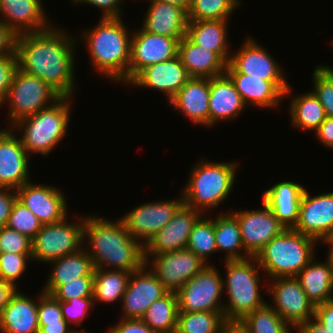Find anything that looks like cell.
Here are the masks:
<instances>
[{"mask_svg":"<svg viewBox=\"0 0 333 333\" xmlns=\"http://www.w3.org/2000/svg\"><path fill=\"white\" fill-rule=\"evenodd\" d=\"M77 41L55 24L44 31L17 35L19 69L39 77L62 97H74Z\"/></svg>","mask_w":333,"mask_h":333,"instance_id":"6da1fadb","label":"cell"},{"mask_svg":"<svg viewBox=\"0 0 333 333\" xmlns=\"http://www.w3.org/2000/svg\"><path fill=\"white\" fill-rule=\"evenodd\" d=\"M95 268L134 272L145 265L144 246L135 240L121 219L97 215L84 218V243ZM110 267V268H109Z\"/></svg>","mask_w":333,"mask_h":333,"instance_id":"7a4b0ae2","label":"cell"},{"mask_svg":"<svg viewBox=\"0 0 333 333\" xmlns=\"http://www.w3.org/2000/svg\"><path fill=\"white\" fill-rule=\"evenodd\" d=\"M123 18H100L95 27L82 34V38L95 73L128 85L132 32Z\"/></svg>","mask_w":333,"mask_h":333,"instance_id":"3957f363","label":"cell"},{"mask_svg":"<svg viewBox=\"0 0 333 333\" xmlns=\"http://www.w3.org/2000/svg\"><path fill=\"white\" fill-rule=\"evenodd\" d=\"M195 164L181 193L185 205L206 214L229 198L241 163L200 159Z\"/></svg>","mask_w":333,"mask_h":333,"instance_id":"277c9868","label":"cell"},{"mask_svg":"<svg viewBox=\"0 0 333 333\" xmlns=\"http://www.w3.org/2000/svg\"><path fill=\"white\" fill-rule=\"evenodd\" d=\"M71 98L61 97L53 105L11 126L17 135H21L19 138L29 156L37 153L46 157L63 141L71 121Z\"/></svg>","mask_w":333,"mask_h":333,"instance_id":"5b68a950","label":"cell"},{"mask_svg":"<svg viewBox=\"0 0 333 333\" xmlns=\"http://www.w3.org/2000/svg\"><path fill=\"white\" fill-rule=\"evenodd\" d=\"M319 242L309 236L285 229L271 239L255 256L266 279L295 277L314 257Z\"/></svg>","mask_w":333,"mask_h":333,"instance_id":"8992f818","label":"cell"},{"mask_svg":"<svg viewBox=\"0 0 333 333\" xmlns=\"http://www.w3.org/2000/svg\"><path fill=\"white\" fill-rule=\"evenodd\" d=\"M223 262L225 263L223 288L228 300L224 302V318L241 320L267 303L260 292L261 268L255 257Z\"/></svg>","mask_w":333,"mask_h":333,"instance_id":"52a82bcc","label":"cell"},{"mask_svg":"<svg viewBox=\"0 0 333 333\" xmlns=\"http://www.w3.org/2000/svg\"><path fill=\"white\" fill-rule=\"evenodd\" d=\"M62 96L39 77L18 69L3 104H8V124L11 127L22 118L53 105Z\"/></svg>","mask_w":333,"mask_h":333,"instance_id":"ba28073f","label":"cell"},{"mask_svg":"<svg viewBox=\"0 0 333 333\" xmlns=\"http://www.w3.org/2000/svg\"><path fill=\"white\" fill-rule=\"evenodd\" d=\"M79 216V217H78ZM75 216L73 222L62 221L43 224L32 239V261L49 263L84 248V218Z\"/></svg>","mask_w":333,"mask_h":333,"instance_id":"9c48e42d","label":"cell"},{"mask_svg":"<svg viewBox=\"0 0 333 333\" xmlns=\"http://www.w3.org/2000/svg\"><path fill=\"white\" fill-rule=\"evenodd\" d=\"M254 37H245L240 50L232 52L225 73L249 74L250 77L272 81L283 93L284 99L291 89L284 69L274 60L266 47L260 45Z\"/></svg>","mask_w":333,"mask_h":333,"instance_id":"30bf717a","label":"cell"},{"mask_svg":"<svg viewBox=\"0 0 333 333\" xmlns=\"http://www.w3.org/2000/svg\"><path fill=\"white\" fill-rule=\"evenodd\" d=\"M217 267H205L176 293L179 312L223 311V277ZM222 300V301H221Z\"/></svg>","mask_w":333,"mask_h":333,"instance_id":"8fae6325","label":"cell"},{"mask_svg":"<svg viewBox=\"0 0 333 333\" xmlns=\"http://www.w3.org/2000/svg\"><path fill=\"white\" fill-rule=\"evenodd\" d=\"M268 284L266 294L273 297L271 301L274 303L270 306L294 329L314 317L315 305L308 299L296 277H276L267 280L266 286Z\"/></svg>","mask_w":333,"mask_h":333,"instance_id":"7c38bea8","label":"cell"},{"mask_svg":"<svg viewBox=\"0 0 333 333\" xmlns=\"http://www.w3.org/2000/svg\"><path fill=\"white\" fill-rule=\"evenodd\" d=\"M175 199L145 202L120 217L130 235L145 246L173 218L184 203L182 193Z\"/></svg>","mask_w":333,"mask_h":333,"instance_id":"4fadbf2b","label":"cell"},{"mask_svg":"<svg viewBox=\"0 0 333 333\" xmlns=\"http://www.w3.org/2000/svg\"><path fill=\"white\" fill-rule=\"evenodd\" d=\"M145 265L168 292L177 293L188 280L205 267L206 263L186 248L145 256Z\"/></svg>","mask_w":333,"mask_h":333,"instance_id":"5bb4252c","label":"cell"},{"mask_svg":"<svg viewBox=\"0 0 333 333\" xmlns=\"http://www.w3.org/2000/svg\"><path fill=\"white\" fill-rule=\"evenodd\" d=\"M261 209L229 210L238 220L244 250L255 257L274 237L287 229L262 201Z\"/></svg>","mask_w":333,"mask_h":333,"instance_id":"9a60e30c","label":"cell"},{"mask_svg":"<svg viewBox=\"0 0 333 333\" xmlns=\"http://www.w3.org/2000/svg\"><path fill=\"white\" fill-rule=\"evenodd\" d=\"M179 41L144 31L133 30L131 37L129 82L145 67L175 58Z\"/></svg>","mask_w":333,"mask_h":333,"instance_id":"2e32d148","label":"cell"},{"mask_svg":"<svg viewBox=\"0 0 333 333\" xmlns=\"http://www.w3.org/2000/svg\"><path fill=\"white\" fill-rule=\"evenodd\" d=\"M292 229L318 242L329 238L333 233V191L313 196L305 189L298 220Z\"/></svg>","mask_w":333,"mask_h":333,"instance_id":"e0dca14e","label":"cell"},{"mask_svg":"<svg viewBox=\"0 0 333 333\" xmlns=\"http://www.w3.org/2000/svg\"><path fill=\"white\" fill-rule=\"evenodd\" d=\"M17 199L30 209L42 224L62 221L68 216L67 199L55 185L26 182L16 190Z\"/></svg>","mask_w":333,"mask_h":333,"instance_id":"ac0fdd59","label":"cell"},{"mask_svg":"<svg viewBox=\"0 0 333 333\" xmlns=\"http://www.w3.org/2000/svg\"><path fill=\"white\" fill-rule=\"evenodd\" d=\"M168 291L152 271L144 265L131 272L126 291L121 300L122 316L125 319H141L148 307Z\"/></svg>","mask_w":333,"mask_h":333,"instance_id":"d6986e66","label":"cell"},{"mask_svg":"<svg viewBox=\"0 0 333 333\" xmlns=\"http://www.w3.org/2000/svg\"><path fill=\"white\" fill-rule=\"evenodd\" d=\"M6 128L0 129V188L17 190L30 181L31 160L15 131Z\"/></svg>","mask_w":333,"mask_h":333,"instance_id":"ffe728a7","label":"cell"},{"mask_svg":"<svg viewBox=\"0 0 333 333\" xmlns=\"http://www.w3.org/2000/svg\"><path fill=\"white\" fill-rule=\"evenodd\" d=\"M202 213L184 203L165 227L144 246V256L186 249L192 228Z\"/></svg>","mask_w":333,"mask_h":333,"instance_id":"44dd1931","label":"cell"},{"mask_svg":"<svg viewBox=\"0 0 333 333\" xmlns=\"http://www.w3.org/2000/svg\"><path fill=\"white\" fill-rule=\"evenodd\" d=\"M42 3V0H0V20L16 36L44 31L53 24Z\"/></svg>","mask_w":333,"mask_h":333,"instance_id":"7402d4cb","label":"cell"},{"mask_svg":"<svg viewBox=\"0 0 333 333\" xmlns=\"http://www.w3.org/2000/svg\"><path fill=\"white\" fill-rule=\"evenodd\" d=\"M189 75L178 56L142 69L128 84L163 92L169 101L188 81Z\"/></svg>","mask_w":333,"mask_h":333,"instance_id":"603a6c76","label":"cell"},{"mask_svg":"<svg viewBox=\"0 0 333 333\" xmlns=\"http://www.w3.org/2000/svg\"><path fill=\"white\" fill-rule=\"evenodd\" d=\"M209 97L210 78L190 77L168 103L194 125L209 128Z\"/></svg>","mask_w":333,"mask_h":333,"instance_id":"cb8c5ba5","label":"cell"},{"mask_svg":"<svg viewBox=\"0 0 333 333\" xmlns=\"http://www.w3.org/2000/svg\"><path fill=\"white\" fill-rule=\"evenodd\" d=\"M149 7L140 27L153 34L180 41L187 31V11L182 7L158 0H149Z\"/></svg>","mask_w":333,"mask_h":333,"instance_id":"d4e9b609","label":"cell"},{"mask_svg":"<svg viewBox=\"0 0 333 333\" xmlns=\"http://www.w3.org/2000/svg\"><path fill=\"white\" fill-rule=\"evenodd\" d=\"M247 108L230 77L223 75L210 78L209 128L221 120H233Z\"/></svg>","mask_w":333,"mask_h":333,"instance_id":"484cf974","label":"cell"},{"mask_svg":"<svg viewBox=\"0 0 333 333\" xmlns=\"http://www.w3.org/2000/svg\"><path fill=\"white\" fill-rule=\"evenodd\" d=\"M36 298L31 299L17 289L0 316V332L38 333V296Z\"/></svg>","mask_w":333,"mask_h":333,"instance_id":"4316f807","label":"cell"},{"mask_svg":"<svg viewBox=\"0 0 333 333\" xmlns=\"http://www.w3.org/2000/svg\"><path fill=\"white\" fill-rule=\"evenodd\" d=\"M306 188L292 181H281L262 193V201L274 212L277 219L288 229L298 220L301 197Z\"/></svg>","mask_w":333,"mask_h":333,"instance_id":"83f0119b","label":"cell"},{"mask_svg":"<svg viewBox=\"0 0 333 333\" xmlns=\"http://www.w3.org/2000/svg\"><path fill=\"white\" fill-rule=\"evenodd\" d=\"M177 56L189 77L212 78L225 74L227 64L215 52L196 45L186 35L179 41Z\"/></svg>","mask_w":333,"mask_h":333,"instance_id":"f1b7e54d","label":"cell"},{"mask_svg":"<svg viewBox=\"0 0 333 333\" xmlns=\"http://www.w3.org/2000/svg\"><path fill=\"white\" fill-rule=\"evenodd\" d=\"M233 81L236 90L242 97L245 105L256 108H279L284 93L272 82L262 80L256 77H250L249 74L226 73Z\"/></svg>","mask_w":333,"mask_h":333,"instance_id":"f546056e","label":"cell"},{"mask_svg":"<svg viewBox=\"0 0 333 333\" xmlns=\"http://www.w3.org/2000/svg\"><path fill=\"white\" fill-rule=\"evenodd\" d=\"M49 265H52L51 272L42 291L50 295L60 285L79 277L94 276L95 271L93 259L85 248L53 260L49 262Z\"/></svg>","mask_w":333,"mask_h":333,"instance_id":"4dcf8cb0","label":"cell"},{"mask_svg":"<svg viewBox=\"0 0 333 333\" xmlns=\"http://www.w3.org/2000/svg\"><path fill=\"white\" fill-rule=\"evenodd\" d=\"M229 20L188 21L186 36L196 45L215 52L228 64L231 50L227 36Z\"/></svg>","mask_w":333,"mask_h":333,"instance_id":"1f68e13d","label":"cell"},{"mask_svg":"<svg viewBox=\"0 0 333 333\" xmlns=\"http://www.w3.org/2000/svg\"><path fill=\"white\" fill-rule=\"evenodd\" d=\"M295 277L315 306L333 299V271L326 259L314 257Z\"/></svg>","mask_w":333,"mask_h":333,"instance_id":"d6a6232c","label":"cell"},{"mask_svg":"<svg viewBox=\"0 0 333 333\" xmlns=\"http://www.w3.org/2000/svg\"><path fill=\"white\" fill-rule=\"evenodd\" d=\"M291 126L303 132L316 131L327 118L324 107L312 91L291 96L288 103Z\"/></svg>","mask_w":333,"mask_h":333,"instance_id":"836d02e7","label":"cell"},{"mask_svg":"<svg viewBox=\"0 0 333 333\" xmlns=\"http://www.w3.org/2000/svg\"><path fill=\"white\" fill-rule=\"evenodd\" d=\"M214 218L217 251H224L225 260H242L251 257L243 247L237 218L231 212H220ZM242 251V252H241Z\"/></svg>","mask_w":333,"mask_h":333,"instance_id":"e575fe53","label":"cell"},{"mask_svg":"<svg viewBox=\"0 0 333 333\" xmlns=\"http://www.w3.org/2000/svg\"><path fill=\"white\" fill-rule=\"evenodd\" d=\"M131 272L95 268L93 280V301L113 304L120 302L126 291ZM97 301V302H96Z\"/></svg>","mask_w":333,"mask_h":333,"instance_id":"d590c367","label":"cell"},{"mask_svg":"<svg viewBox=\"0 0 333 333\" xmlns=\"http://www.w3.org/2000/svg\"><path fill=\"white\" fill-rule=\"evenodd\" d=\"M179 315L175 292H167L154 301L141 318L156 333H175Z\"/></svg>","mask_w":333,"mask_h":333,"instance_id":"8d00e7d4","label":"cell"},{"mask_svg":"<svg viewBox=\"0 0 333 333\" xmlns=\"http://www.w3.org/2000/svg\"><path fill=\"white\" fill-rule=\"evenodd\" d=\"M206 216V214H202L195 222L186 248L208 265L211 263L208 262L210 256L218 251L215 241L214 218Z\"/></svg>","mask_w":333,"mask_h":333,"instance_id":"74e56055","label":"cell"},{"mask_svg":"<svg viewBox=\"0 0 333 333\" xmlns=\"http://www.w3.org/2000/svg\"><path fill=\"white\" fill-rule=\"evenodd\" d=\"M223 311L179 312L175 333H221Z\"/></svg>","mask_w":333,"mask_h":333,"instance_id":"f35d334b","label":"cell"},{"mask_svg":"<svg viewBox=\"0 0 333 333\" xmlns=\"http://www.w3.org/2000/svg\"><path fill=\"white\" fill-rule=\"evenodd\" d=\"M241 0H191L188 21L229 20Z\"/></svg>","mask_w":333,"mask_h":333,"instance_id":"ab89813d","label":"cell"},{"mask_svg":"<svg viewBox=\"0 0 333 333\" xmlns=\"http://www.w3.org/2000/svg\"><path fill=\"white\" fill-rule=\"evenodd\" d=\"M242 320L252 333H293L295 331L269 303L247 314Z\"/></svg>","mask_w":333,"mask_h":333,"instance_id":"60d3db41","label":"cell"},{"mask_svg":"<svg viewBox=\"0 0 333 333\" xmlns=\"http://www.w3.org/2000/svg\"><path fill=\"white\" fill-rule=\"evenodd\" d=\"M314 95L324 107L326 117L333 118V67L317 65L312 74Z\"/></svg>","mask_w":333,"mask_h":333,"instance_id":"b9f144b4","label":"cell"},{"mask_svg":"<svg viewBox=\"0 0 333 333\" xmlns=\"http://www.w3.org/2000/svg\"><path fill=\"white\" fill-rule=\"evenodd\" d=\"M42 225L35 214L16 199L6 226L32 240Z\"/></svg>","mask_w":333,"mask_h":333,"instance_id":"7bdbcfd3","label":"cell"},{"mask_svg":"<svg viewBox=\"0 0 333 333\" xmlns=\"http://www.w3.org/2000/svg\"><path fill=\"white\" fill-rule=\"evenodd\" d=\"M29 261H32V254L0 253V279L19 289L17 280L26 273Z\"/></svg>","mask_w":333,"mask_h":333,"instance_id":"ee69618b","label":"cell"},{"mask_svg":"<svg viewBox=\"0 0 333 333\" xmlns=\"http://www.w3.org/2000/svg\"><path fill=\"white\" fill-rule=\"evenodd\" d=\"M94 276L79 277L60 285L51 295L58 301L93 297Z\"/></svg>","mask_w":333,"mask_h":333,"instance_id":"f6af8a7d","label":"cell"},{"mask_svg":"<svg viewBox=\"0 0 333 333\" xmlns=\"http://www.w3.org/2000/svg\"><path fill=\"white\" fill-rule=\"evenodd\" d=\"M62 315L67 323L81 326L83 320L90 315V309L94 308L93 297L73 298L68 301H60Z\"/></svg>","mask_w":333,"mask_h":333,"instance_id":"bcb514c9","label":"cell"},{"mask_svg":"<svg viewBox=\"0 0 333 333\" xmlns=\"http://www.w3.org/2000/svg\"><path fill=\"white\" fill-rule=\"evenodd\" d=\"M32 240L7 226L0 228V253L32 254Z\"/></svg>","mask_w":333,"mask_h":333,"instance_id":"7dc6e473","label":"cell"},{"mask_svg":"<svg viewBox=\"0 0 333 333\" xmlns=\"http://www.w3.org/2000/svg\"><path fill=\"white\" fill-rule=\"evenodd\" d=\"M18 69L19 61L16 50L12 53L0 55V107L7 97Z\"/></svg>","mask_w":333,"mask_h":333,"instance_id":"c3c4849f","label":"cell"},{"mask_svg":"<svg viewBox=\"0 0 333 333\" xmlns=\"http://www.w3.org/2000/svg\"><path fill=\"white\" fill-rule=\"evenodd\" d=\"M65 320L60 301L56 300L52 295L44 293L43 291L38 294V322H52Z\"/></svg>","mask_w":333,"mask_h":333,"instance_id":"681fc988","label":"cell"},{"mask_svg":"<svg viewBox=\"0 0 333 333\" xmlns=\"http://www.w3.org/2000/svg\"><path fill=\"white\" fill-rule=\"evenodd\" d=\"M74 5H91L97 7L102 11L100 18H120L123 14L122 3L125 0H72L70 1Z\"/></svg>","mask_w":333,"mask_h":333,"instance_id":"f907efd6","label":"cell"},{"mask_svg":"<svg viewBox=\"0 0 333 333\" xmlns=\"http://www.w3.org/2000/svg\"><path fill=\"white\" fill-rule=\"evenodd\" d=\"M117 324V325H116ZM107 333H156L142 319L121 318Z\"/></svg>","mask_w":333,"mask_h":333,"instance_id":"816d5d0a","label":"cell"},{"mask_svg":"<svg viewBox=\"0 0 333 333\" xmlns=\"http://www.w3.org/2000/svg\"><path fill=\"white\" fill-rule=\"evenodd\" d=\"M16 199V190L11 188H0V228L7 225L9 215Z\"/></svg>","mask_w":333,"mask_h":333,"instance_id":"f5cc1de1","label":"cell"},{"mask_svg":"<svg viewBox=\"0 0 333 333\" xmlns=\"http://www.w3.org/2000/svg\"><path fill=\"white\" fill-rule=\"evenodd\" d=\"M314 318L333 333V299L315 306Z\"/></svg>","mask_w":333,"mask_h":333,"instance_id":"db71d44e","label":"cell"},{"mask_svg":"<svg viewBox=\"0 0 333 333\" xmlns=\"http://www.w3.org/2000/svg\"><path fill=\"white\" fill-rule=\"evenodd\" d=\"M16 48V35L0 20V55L12 53Z\"/></svg>","mask_w":333,"mask_h":333,"instance_id":"11a10c76","label":"cell"},{"mask_svg":"<svg viewBox=\"0 0 333 333\" xmlns=\"http://www.w3.org/2000/svg\"><path fill=\"white\" fill-rule=\"evenodd\" d=\"M38 323H39L38 333L86 332V330L84 328L81 330H76L75 328H71L66 320H59V321H52V322H38Z\"/></svg>","mask_w":333,"mask_h":333,"instance_id":"9f6ffc18","label":"cell"},{"mask_svg":"<svg viewBox=\"0 0 333 333\" xmlns=\"http://www.w3.org/2000/svg\"><path fill=\"white\" fill-rule=\"evenodd\" d=\"M314 135L323 146L333 149V118L327 117Z\"/></svg>","mask_w":333,"mask_h":333,"instance_id":"6f0895ef","label":"cell"},{"mask_svg":"<svg viewBox=\"0 0 333 333\" xmlns=\"http://www.w3.org/2000/svg\"><path fill=\"white\" fill-rule=\"evenodd\" d=\"M295 330L297 331L296 333H329L314 317L302 322Z\"/></svg>","mask_w":333,"mask_h":333,"instance_id":"680465c9","label":"cell"},{"mask_svg":"<svg viewBox=\"0 0 333 333\" xmlns=\"http://www.w3.org/2000/svg\"><path fill=\"white\" fill-rule=\"evenodd\" d=\"M221 333H252L250 328L241 320H225Z\"/></svg>","mask_w":333,"mask_h":333,"instance_id":"91938a15","label":"cell"},{"mask_svg":"<svg viewBox=\"0 0 333 333\" xmlns=\"http://www.w3.org/2000/svg\"><path fill=\"white\" fill-rule=\"evenodd\" d=\"M17 290L11 283L0 279V316L11 295Z\"/></svg>","mask_w":333,"mask_h":333,"instance_id":"94428289","label":"cell"},{"mask_svg":"<svg viewBox=\"0 0 333 333\" xmlns=\"http://www.w3.org/2000/svg\"><path fill=\"white\" fill-rule=\"evenodd\" d=\"M326 244L325 246H328V255L326 256V260L329 263V266L331 267L333 271V241L330 238L324 239L321 241V243Z\"/></svg>","mask_w":333,"mask_h":333,"instance_id":"6125c7cd","label":"cell"},{"mask_svg":"<svg viewBox=\"0 0 333 333\" xmlns=\"http://www.w3.org/2000/svg\"><path fill=\"white\" fill-rule=\"evenodd\" d=\"M158 1L178 5L183 9H185L186 11H188L191 4V0H158Z\"/></svg>","mask_w":333,"mask_h":333,"instance_id":"be15d7a7","label":"cell"},{"mask_svg":"<svg viewBox=\"0 0 333 333\" xmlns=\"http://www.w3.org/2000/svg\"><path fill=\"white\" fill-rule=\"evenodd\" d=\"M333 241V233L329 237Z\"/></svg>","mask_w":333,"mask_h":333,"instance_id":"e7e4bbea","label":"cell"}]
</instances>
